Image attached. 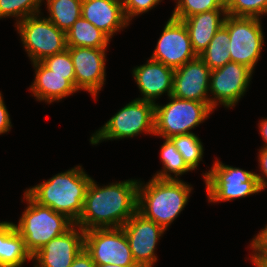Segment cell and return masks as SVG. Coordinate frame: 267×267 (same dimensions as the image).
<instances>
[{"label": "cell", "mask_w": 267, "mask_h": 267, "mask_svg": "<svg viewBox=\"0 0 267 267\" xmlns=\"http://www.w3.org/2000/svg\"><path fill=\"white\" fill-rule=\"evenodd\" d=\"M138 179L99 186L92 178L76 225L84 231L120 228L137 211Z\"/></svg>", "instance_id": "cell-1"}, {"label": "cell", "mask_w": 267, "mask_h": 267, "mask_svg": "<svg viewBox=\"0 0 267 267\" xmlns=\"http://www.w3.org/2000/svg\"><path fill=\"white\" fill-rule=\"evenodd\" d=\"M92 180L81 165L57 173L25 192L37 203L65 215L76 224L83 210L88 186Z\"/></svg>", "instance_id": "cell-2"}, {"label": "cell", "mask_w": 267, "mask_h": 267, "mask_svg": "<svg viewBox=\"0 0 267 267\" xmlns=\"http://www.w3.org/2000/svg\"><path fill=\"white\" fill-rule=\"evenodd\" d=\"M193 188L183 180H163L152 176L148 182L139 179L137 212L165 230L188 204Z\"/></svg>", "instance_id": "cell-3"}, {"label": "cell", "mask_w": 267, "mask_h": 267, "mask_svg": "<svg viewBox=\"0 0 267 267\" xmlns=\"http://www.w3.org/2000/svg\"><path fill=\"white\" fill-rule=\"evenodd\" d=\"M23 195L27 207L18 224L14 226L24 239L26 249L33 256L50 240L69 230L74 223L65 215L35 202L25 191Z\"/></svg>", "instance_id": "cell-4"}, {"label": "cell", "mask_w": 267, "mask_h": 267, "mask_svg": "<svg viewBox=\"0 0 267 267\" xmlns=\"http://www.w3.org/2000/svg\"><path fill=\"white\" fill-rule=\"evenodd\" d=\"M155 104L134 99L117 111L90 136V144L133 138L141 133L154 135Z\"/></svg>", "instance_id": "cell-5"}, {"label": "cell", "mask_w": 267, "mask_h": 267, "mask_svg": "<svg viewBox=\"0 0 267 267\" xmlns=\"http://www.w3.org/2000/svg\"><path fill=\"white\" fill-rule=\"evenodd\" d=\"M165 105L155 103L154 136L169 139L191 130L207 120L214 111L204 102L184 100L170 95Z\"/></svg>", "instance_id": "cell-6"}, {"label": "cell", "mask_w": 267, "mask_h": 267, "mask_svg": "<svg viewBox=\"0 0 267 267\" xmlns=\"http://www.w3.org/2000/svg\"><path fill=\"white\" fill-rule=\"evenodd\" d=\"M202 176L209 203L232 201L263 191L255 172L225 165L217 158Z\"/></svg>", "instance_id": "cell-7"}, {"label": "cell", "mask_w": 267, "mask_h": 267, "mask_svg": "<svg viewBox=\"0 0 267 267\" xmlns=\"http://www.w3.org/2000/svg\"><path fill=\"white\" fill-rule=\"evenodd\" d=\"M42 14L29 16L15 24L31 63L41 62L67 49L66 33Z\"/></svg>", "instance_id": "cell-8"}, {"label": "cell", "mask_w": 267, "mask_h": 267, "mask_svg": "<svg viewBox=\"0 0 267 267\" xmlns=\"http://www.w3.org/2000/svg\"><path fill=\"white\" fill-rule=\"evenodd\" d=\"M261 22V18L226 15L223 23L230 37L231 62L246 65L253 72L265 42Z\"/></svg>", "instance_id": "cell-9"}, {"label": "cell", "mask_w": 267, "mask_h": 267, "mask_svg": "<svg viewBox=\"0 0 267 267\" xmlns=\"http://www.w3.org/2000/svg\"><path fill=\"white\" fill-rule=\"evenodd\" d=\"M84 249L96 265L139 267L133 259L123 228H94L84 231Z\"/></svg>", "instance_id": "cell-10"}, {"label": "cell", "mask_w": 267, "mask_h": 267, "mask_svg": "<svg viewBox=\"0 0 267 267\" xmlns=\"http://www.w3.org/2000/svg\"><path fill=\"white\" fill-rule=\"evenodd\" d=\"M253 73L246 65L236 62L211 70L210 108L214 111L219 104L224 108H234L247 92Z\"/></svg>", "instance_id": "cell-11"}, {"label": "cell", "mask_w": 267, "mask_h": 267, "mask_svg": "<svg viewBox=\"0 0 267 267\" xmlns=\"http://www.w3.org/2000/svg\"><path fill=\"white\" fill-rule=\"evenodd\" d=\"M196 57L183 21L171 16L164 25L150 58L176 69Z\"/></svg>", "instance_id": "cell-12"}, {"label": "cell", "mask_w": 267, "mask_h": 267, "mask_svg": "<svg viewBox=\"0 0 267 267\" xmlns=\"http://www.w3.org/2000/svg\"><path fill=\"white\" fill-rule=\"evenodd\" d=\"M122 228L136 264L139 267H153L158 258L156 246L166 230L137 211Z\"/></svg>", "instance_id": "cell-13"}, {"label": "cell", "mask_w": 267, "mask_h": 267, "mask_svg": "<svg viewBox=\"0 0 267 267\" xmlns=\"http://www.w3.org/2000/svg\"><path fill=\"white\" fill-rule=\"evenodd\" d=\"M75 72V87L97 97L106 81L107 48L67 47Z\"/></svg>", "instance_id": "cell-14"}, {"label": "cell", "mask_w": 267, "mask_h": 267, "mask_svg": "<svg viewBox=\"0 0 267 267\" xmlns=\"http://www.w3.org/2000/svg\"><path fill=\"white\" fill-rule=\"evenodd\" d=\"M84 249V230L74 224L32 256L34 267H70Z\"/></svg>", "instance_id": "cell-15"}, {"label": "cell", "mask_w": 267, "mask_h": 267, "mask_svg": "<svg viewBox=\"0 0 267 267\" xmlns=\"http://www.w3.org/2000/svg\"><path fill=\"white\" fill-rule=\"evenodd\" d=\"M211 69L197 56L175 69L172 95L179 99L204 102L210 107Z\"/></svg>", "instance_id": "cell-16"}, {"label": "cell", "mask_w": 267, "mask_h": 267, "mask_svg": "<svg viewBox=\"0 0 267 267\" xmlns=\"http://www.w3.org/2000/svg\"><path fill=\"white\" fill-rule=\"evenodd\" d=\"M175 69L149 58L146 63L133 68L132 75L141 93L139 100L154 104L164 93H173Z\"/></svg>", "instance_id": "cell-17"}, {"label": "cell", "mask_w": 267, "mask_h": 267, "mask_svg": "<svg viewBox=\"0 0 267 267\" xmlns=\"http://www.w3.org/2000/svg\"><path fill=\"white\" fill-rule=\"evenodd\" d=\"M31 64L35 69V76L29 90L37 101L50 104L78 92L75 87V75L55 74L42 62Z\"/></svg>", "instance_id": "cell-18"}, {"label": "cell", "mask_w": 267, "mask_h": 267, "mask_svg": "<svg viewBox=\"0 0 267 267\" xmlns=\"http://www.w3.org/2000/svg\"><path fill=\"white\" fill-rule=\"evenodd\" d=\"M81 16L110 39L129 26L121 0H82Z\"/></svg>", "instance_id": "cell-19"}, {"label": "cell", "mask_w": 267, "mask_h": 267, "mask_svg": "<svg viewBox=\"0 0 267 267\" xmlns=\"http://www.w3.org/2000/svg\"><path fill=\"white\" fill-rule=\"evenodd\" d=\"M226 15V9H216L197 13L182 20L197 56L208 47L215 33L223 25Z\"/></svg>", "instance_id": "cell-20"}, {"label": "cell", "mask_w": 267, "mask_h": 267, "mask_svg": "<svg viewBox=\"0 0 267 267\" xmlns=\"http://www.w3.org/2000/svg\"><path fill=\"white\" fill-rule=\"evenodd\" d=\"M27 261H32V255L14 223L0 221V267H22Z\"/></svg>", "instance_id": "cell-21"}, {"label": "cell", "mask_w": 267, "mask_h": 267, "mask_svg": "<svg viewBox=\"0 0 267 267\" xmlns=\"http://www.w3.org/2000/svg\"><path fill=\"white\" fill-rule=\"evenodd\" d=\"M111 39L82 16L66 32L67 47L108 48Z\"/></svg>", "instance_id": "cell-22"}, {"label": "cell", "mask_w": 267, "mask_h": 267, "mask_svg": "<svg viewBox=\"0 0 267 267\" xmlns=\"http://www.w3.org/2000/svg\"><path fill=\"white\" fill-rule=\"evenodd\" d=\"M49 19L65 33L81 17L82 0H45Z\"/></svg>", "instance_id": "cell-23"}, {"label": "cell", "mask_w": 267, "mask_h": 267, "mask_svg": "<svg viewBox=\"0 0 267 267\" xmlns=\"http://www.w3.org/2000/svg\"><path fill=\"white\" fill-rule=\"evenodd\" d=\"M160 149V160L163 169L157 171L153 177L163 180H180V176L193 171L169 139H164Z\"/></svg>", "instance_id": "cell-24"}, {"label": "cell", "mask_w": 267, "mask_h": 267, "mask_svg": "<svg viewBox=\"0 0 267 267\" xmlns=\"http://www.w3.org/2000/svg\"><path fill=\"white\" fill-rule=\"evenodd\" d=\"M229 42L228 30L222 25L199 57L211 70L223 67L226 63L231 62L230 52L228 51Z\"/></svg>", "instance_id": "cell-25"}, {"label": "cell", "mask_w": 267, "mask_h": 267, "mask_svg": "<svg viewBox=\"0 0 267 267\" xmlns=\"http://www.w3.org/2000/svg\"><path fill=\"white\" fill-rule=\"evenodd\" d=\"M169 140L177 148L186 164L195 170L203 158L204 148L201 139L195 133L170 137Z\"/></svg>", "instance_id": "cell-26"}, {"label": "cell", "mask_w": 267, "mask_h": 267, "mask_svg": "<svg viewBox=\"0 0 267 267\" xmlns=\"http://www.w3.org/2000/svg\"><path fill=\"white\" fill-rule=\"evenodd\" d=\"M44 0H0V19L16 18V23L21 20L41 13Z\"/></svg>", "instance_id": "cell-27"}, {"label": "cell", "mask_w": 267, "mask_h": 267, "mask_svg": "<svg viewBox=\"0 0 267 267\" xmlns=\"http://www.w3.org/2000/svg\"><path fill=\"white\" fill-rule=\"evenodd\" d=\"M171 16L184 20L194 14L216 9H226L221 0H177Z\"/></svg>", "instance_id": "cell-28"}, {"label": "cell", "mask_w": 267, "mask_h": 267, "mask_svg": "<svg viewBox=\"0 0 267 267\" xmlns=\"http://www.w3.org/2000/svg\"><path fill=\"white\" fill-rule=\"evenodd\" d=\"M226 13L235 17L262 18V15H267V0H232Z\"/></svg>", "instance_id": "cell-29"}, {"label": "cell", "mask_w": 267, "mask_h": 267, "mask_svg": "<svg viewBox=\"0 0 267 267\" xmlns=\"http://www.w3.org/2000/svg\"><path fill=\"white\" fill-rule=\"evenodd\" d=\"M41 62L55 74L75 75L74 66L68 49L46 57Z\"/></svg>", "instance_id": "cell-30"}, {"label": "cell", "mask_w": 267, "mask_h": 267, "mask_svg": "<svg viewBox=\"0 0 267 267\" xmlns=\"http://www.w3.org/2000/svg\"><path fill=\"white\" fill-rule=\"evenodd\" d=\"M123 5V12L130 23L131 20L143 13H147L149 10L155 8L162 0H121Z\"/></svg>", "instance_id": "cell-31"}, {"label": "cell", "mask_w": 267, "mask_h": 267, "mask_svg": "<svg viewBox=\"0 0 267 267\" xmlns=\"http://www.w3.org/2000/svg\"><path fill=\"white\" fill-rule=\"evenodd\" d=\"M254 236L249 245L253 250L250 260H267V224Z\"/></svg>", "instance_id": "cell-32"}, {"label": "cell", "mask_w": 267, "mask_h": 267, "mask_svg": "<svg viewBox=\"0 0 267 267\" xmlns=\"http://www.w3.org/2000/svg\"><path fill=\"white\" fill-rule=\"evenodd\" d=\"M258 162L260 174L255 173L261 189L264 191L267 188V147H260L258 154Z\"/></svg>", "instance_id": "cell-33"}, {"label": "cell", "mask_w": 267, "mask_h": 267, "mask_svg": "<svg viewBox=\"0 0 267 267\" xmlns=\"http://www.w3.org/2000/svg\"><path fill=\"white\" fill-rule=\"evenodd\" d=\"M11 128L10 115L0 92V135L9 132Z\"/></svg>", "instance_id": "cell-34"}, {"label": "cell", "mask_w": 267, "mask_h": 267, "mask_svg": "<svg viewBox=\"0 0 267 267\" xmlns=\"http://www.w3.org/2000/svg\"><path fill=\"white\" fill-rule=\"evenodd\" d=\"M91 256L83 249L78 256L74 259L70 267H95Z\"/></svg>", "instance_id": "cell-35"}, {"label": "cell", "mask_w": 267, "mask_h": 267, "mask_svg": "<svg viewBox=\"0 0 267 267\" xmlns=\"http://www.w3.org/2000/svg\"><path fill=\"white\" fill-rule=\"evenodd\" d=\"M259 133L262 137V140L264 142L263 147H267V118L261 119L258 123Z\"/></svg>", "instance_id": "cell-36"}, {"label": "cell", "mask_w": 267, "mask_h": 267, "mask_svg": "<svg viewBox=\"0 0 267 267\" xmlns=\"http://www.w3.org/2000/svg\"><path fill=\"white\" fill-rule=\"evenodd\" d=\"M256 267H267V260H251Z\"/></svg>", "instance_id": "cell-37"}, {"label": "cell", "mask_w": 267, "mask_h": 267, "mask_svg": "<svg viewBox=\"0 0 267 267\" xmlns=\"http://www.w3.org/2000/svg\"><path fill=\"white\" fill-rule=\"evenodd\" d=\"M95 267H124L120 265H112V264H103V265H96Z\"/></svg>", "instance_id": "cell-38"}, {"label": "cell", "mask_w": 267, "mask_h": 267, "mask_svg": "<svg viewBox=\"0 0 267 267\" xmlns=\"http://www.w3.org/2000/svg\"><path fill=\"white\" fill-rule=\"evenodd\" d=\"M221 2L225 7H227L232 2V0H221Z\"/></svg>", "instance_id": "cell-39"}]
</instances>
